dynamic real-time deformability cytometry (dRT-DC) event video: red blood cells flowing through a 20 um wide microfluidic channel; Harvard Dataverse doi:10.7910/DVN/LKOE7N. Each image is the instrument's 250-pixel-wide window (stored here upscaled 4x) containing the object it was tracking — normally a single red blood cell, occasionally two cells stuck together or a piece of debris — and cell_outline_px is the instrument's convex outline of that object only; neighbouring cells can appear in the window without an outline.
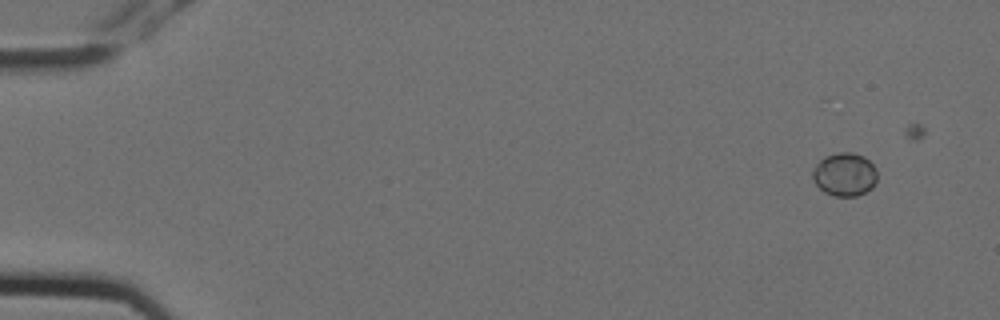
{"species": "Egyptian fruit bat (a non-hibernating species)", "species_latin": "Rousettus aegyptiacus", "temperature_condition": "cold", "stored_images_in_passage": 6, "camera_frame_rate_fps": 3000, "um_per_image_px": 0.085, "animal": {"sex": "female"}, "frame": {"image": 1, "passage_image": 1, "time_ms": 0.0, "image_size_px": [1000, 320], "cell_outline_px": [[876, 180], [872, 188], [856, 196], [836, 196], [824, 192], [816, 184], [812, 176], [812, 168], [820, 160], [828, 156], [840, 152], [852, 152], [864, 156], [876, 168]], "centroid_in_image_um": [71.79, 14.82], "position_along_channel_um": 13.2, "area_um2": 16.18}}
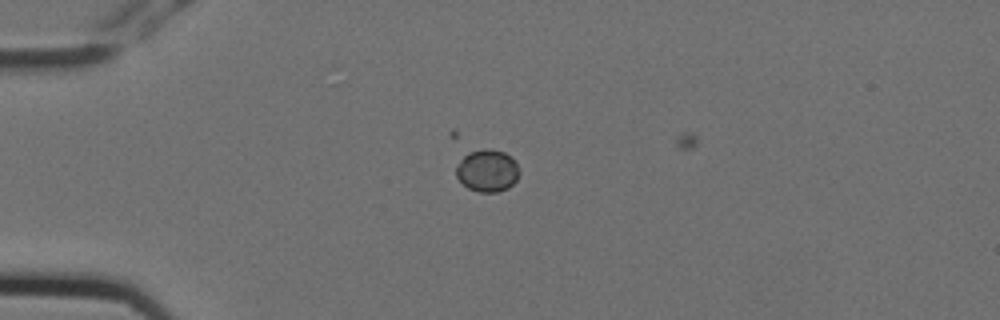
{"frame": {"image": 2, "passage_image": 4, "time_ms": 1.0, "image_size_px": [1000, 320], "cell_outline_px": [[520, 172], [516, 180], [508, 188], [496, 192], [480, 192], [468, 188], [456, 176], [456, 164], [468, 152], [484, 148], [488, 148], [504, 152], [516, 164]], "centroid_in_image_um": [41.4, 14.5], "position_along_channel_um": 43.6, "area_um2": 15.43}}
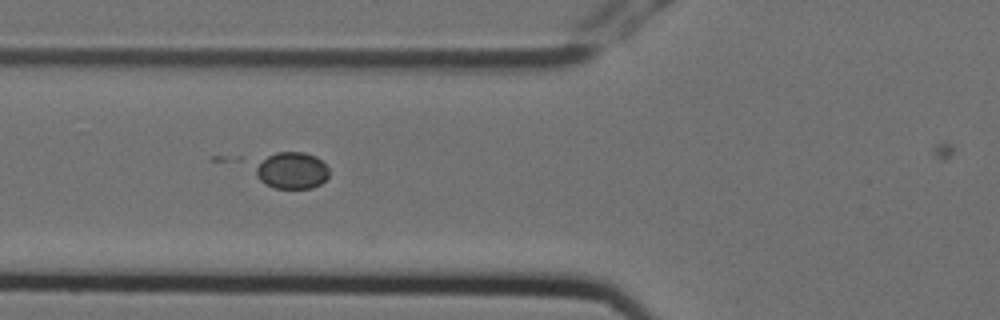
{"frame": {"image": 3, "passage_image": 6, "time_ms": 1.667, "image_size_px": [1000, 320], "cell_outline_px": [[328, 176], [320, 184], [312, 188], [272, 188], [264, 184], [256, 176], [256, 164], [268, 156], [276, 152], [304, 152], [316, 156], [328, 168]], "centroid_in_image_um": [24.78, 14.5], "position_along_channel_um": 101.0, "area_um2": 15.72}}